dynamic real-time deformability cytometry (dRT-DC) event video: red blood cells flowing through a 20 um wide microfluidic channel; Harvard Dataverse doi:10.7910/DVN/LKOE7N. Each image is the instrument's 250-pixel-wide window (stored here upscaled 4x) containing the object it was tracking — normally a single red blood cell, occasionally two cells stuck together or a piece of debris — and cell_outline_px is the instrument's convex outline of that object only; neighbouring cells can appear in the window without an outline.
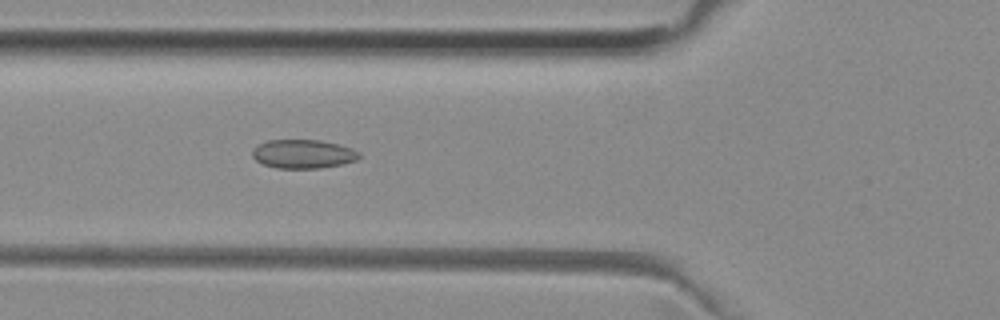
{"species": "common noctule bat (a hibernating species)", "species_latin": "Nyctalus noctula", "temperature_condition": "room temperature", "stored_images_in_passage": 38, "camera_frame_rate_fps": 3000, "um_per_image_px": 0.085, "animal": {"sex": "female", "body_mass_g": 29.2, "forearm_length_mm": 56.3}, "frame": {"image": 1, "passage_image": 5, "time_ms": 1.333, "image_size_px": [1000, 320], "cell_outline_px": [[360, 156], [356, 160], [340, 164], [320, 168], [276, 168], [264, 164], [256, 160], [252, 156], [252, 148], [268, 140], [320, 140], [352, 148], [360, 152]], "centroid_in_image_um": [25.75, 13.08], "position_along_channel_um": 100.0, "area_um2": 17.8}}
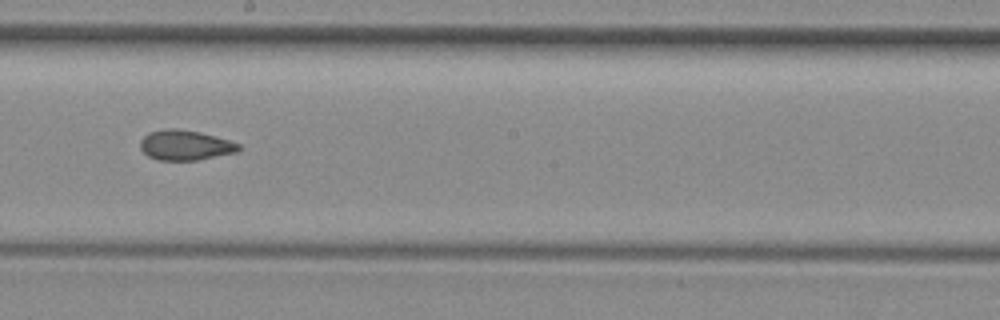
{"frame": {"image": 2, "passage_image": 15, "time_ms": 4.667, "image_size_px": [1000, 320], "cell_outline_px": [[240, 148], [236, 152], [196, 160], [156, 160], [148, 156], [140, 148], [140, 140], [148, 132], [164, 128], [180, 128], [200, 132], [216, 136], [240, 144]], "centroid_in_image_um": [15.7, 12.32], "position_along_channel_um": 232.5, "area_um2": 17.34}}
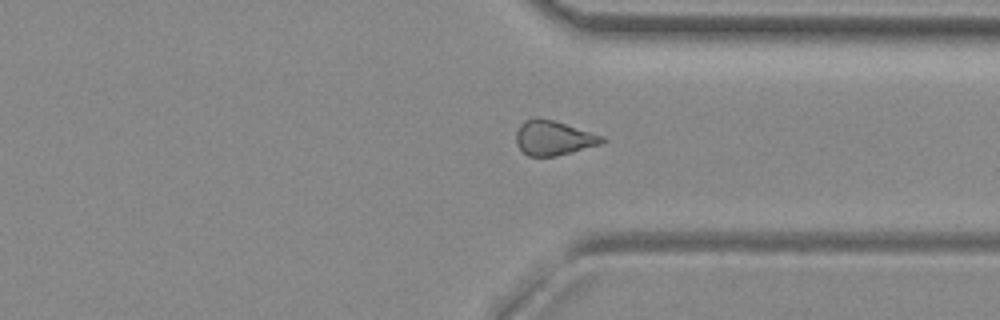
{"frame": {"image": 3, "passage_image": 25, "time_ms": 8.0, "image_size_px": [1000, 320], "cell_outline_px": [[604, 140], [600, 144], [572, 152], [556, 156], [528, 156], [516, 144], [516, 132], [520, 124], [524, 120], [552, 120], [604, 136]], "centroid_in_image_um": [47.04, 11.75], "position_along_channel_um": 364.4, "area_um2": 16.82}, "authors_computed_cell_mechanics": {"area_um2": 17.3111, "velocity_mm_per_s": 3.9734, "shape_relaxation_time_tau1_ms": null, "shape_relaxation_time_tau2_ms": 2.5016, "deformation_change_tau1": null, "deformation_change_tau2": 0.0823}}